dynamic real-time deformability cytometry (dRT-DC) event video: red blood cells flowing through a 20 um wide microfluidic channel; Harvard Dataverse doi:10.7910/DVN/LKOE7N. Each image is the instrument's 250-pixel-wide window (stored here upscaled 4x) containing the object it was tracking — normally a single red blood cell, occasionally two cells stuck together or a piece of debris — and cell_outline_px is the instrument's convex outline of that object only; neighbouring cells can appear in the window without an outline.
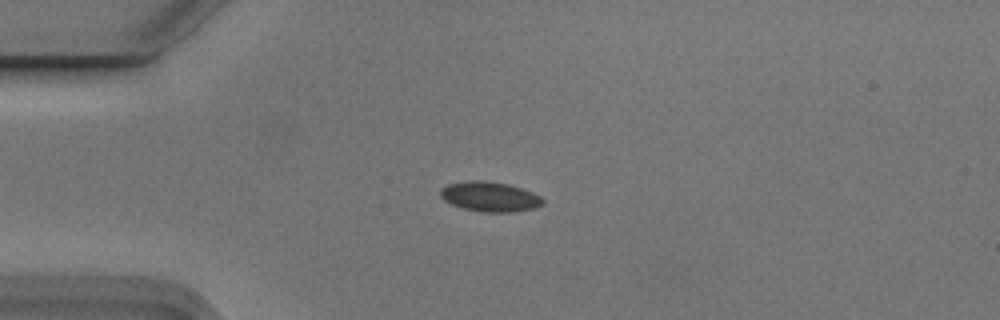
{"species": "Egyptian fruit bat (a non-hibernating species)", "species_latin": "Rousettus aegyptiacus", "temperature_condition": "cold", "stored_images_in_passage": 2, "camera_frame_rate_fps": 3000, "um_per_image_px": 0.085, "animal": {"sex": "male"}, "frame": {"image": 1, "passage_image": 2, "time_ms": 0.333, "image_size_px": [1000, 320], "cell_outline_px": [[544, 204], [536, 208], [512, 212], [480, 212], [464, 208], [452, 204], [444, 200], [440, 196], [440, 188], [448, 184], [468, 180], [484, 180], [508, 184], [532, 192], [540, 196], [544, 200]], "centroid_in_image_um": [41.64, 16.71], "position_along_channel_um": 43.4, "area_um2": 17.92}}